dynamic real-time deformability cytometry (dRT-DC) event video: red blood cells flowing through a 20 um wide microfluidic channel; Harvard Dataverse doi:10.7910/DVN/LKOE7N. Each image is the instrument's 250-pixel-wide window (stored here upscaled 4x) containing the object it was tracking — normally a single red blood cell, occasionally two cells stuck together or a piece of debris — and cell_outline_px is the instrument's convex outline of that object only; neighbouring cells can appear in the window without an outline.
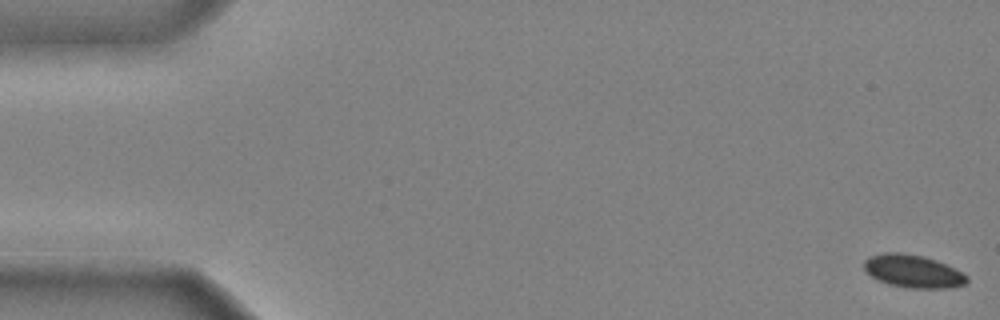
{"species": "common noctule bat (a hibernating species)", "species_latin": "Nyctalus noctula", "temperature_condition": "cold", "stored_images_in_passage": 49, "camera_frame_rate_fps": 3000, "um_per_image_px": 0.085, "animal": {"sex": "male", "body_mass_g": 20.4}, "frame": {"image": 1, "passage_image": 1, "time_ms": 0.0, "image_size_px": [1000, 320], "cell_outline_px": [[968, 280], [964, 284], [948, 288], [908, 288], [888, 284], [872, 276], [864, 268], [864, 260], [868, 256], [884, 252], [900, 252], [924, 256], [936, 260], [968, 276]], "centroid_in_image_um": [77.58, 23.04], "position_along_channel_um": 7.4, "area_um2": 19.54}}
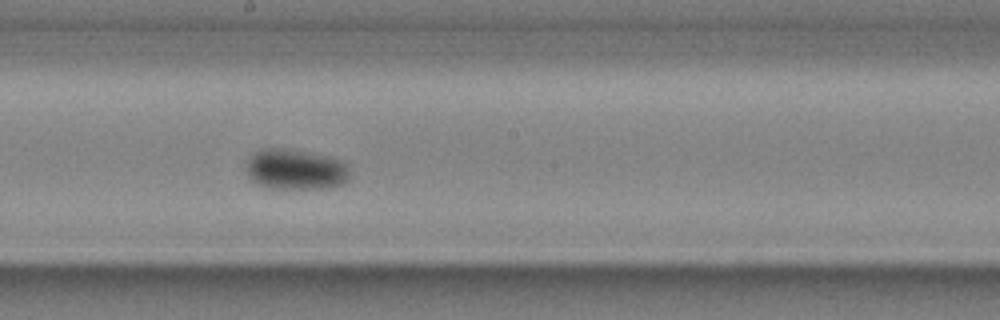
{"frame": {"image": 2, "passage_image": 28, "time_ms": 9.0, "image_size_px": [1000, 320], "cell_outline_px": [[348, 180], [344, 184], [332, 188], [268, 188], [256, 184], [248, 176], [248, 160], [252, 152], [260, 148], [292, 148], [332, 156], [344, 160], [348, 172]], "centroid_in_image_um": [25.14, 14.37], "position_along_channel_um": 223.1, "area_um2": 25.03}}
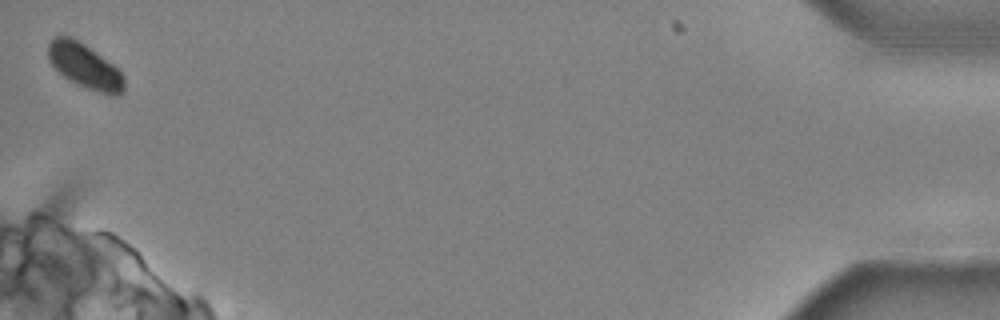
{"frame": {"image": 3, "passage_image": 49, "time_ms": 16.0, "image_size_px": [1000, 320], "cell_outline_px": [[124, 92], [120, 96], [108, 96], [76, 84], [68, 80], [48, 60], [48, 44], [56, 36], [72, 36], [84, 44], [112, 64], [124, 76]], "centroid_in_image_um": [7.22, 5.65], "position_along_channel_um": 428.0, "area_um2": 19.77}, "authors_computed_cell_mechanics": {"area_um2": 21.2704, "velocity_mm_per_s": 3.9169, "shape_relaxation_time_tau1_ms": 1.964, "shape_relaxation_time_tau2_ms": null, "deformation_change_tau1": 0.0643, "deformation_change_tau2": null}}